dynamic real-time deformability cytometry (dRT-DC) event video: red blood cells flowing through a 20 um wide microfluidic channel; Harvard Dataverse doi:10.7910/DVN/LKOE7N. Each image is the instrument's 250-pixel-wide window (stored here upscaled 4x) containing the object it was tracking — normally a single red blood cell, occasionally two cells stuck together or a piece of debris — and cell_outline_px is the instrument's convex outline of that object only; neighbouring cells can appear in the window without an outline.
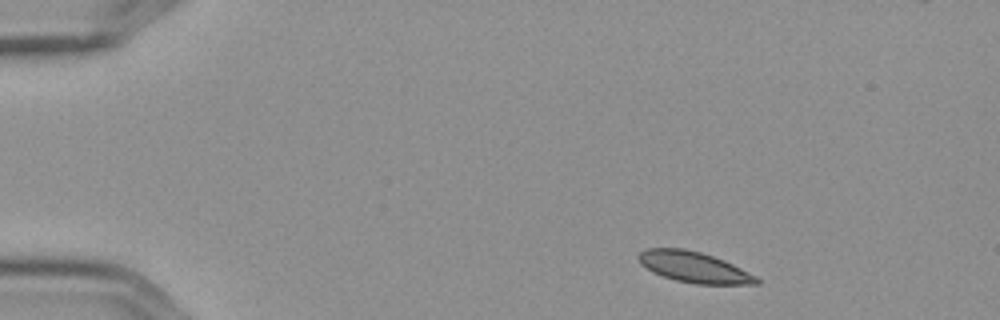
{"species": "Egyptian fruit bat (a non-hibernating species)", "species_latin": "Rousettus aegyptiacus", "temperature_condition": "cold", "stored_images_in_passage": 8, "camera_frame_rate_fps": 3000, "um_per_image_px": 0.085, "frame": {"image": 1, "passage_image": 1, "time_ms": 0.0, "image_size_px": [1000, 320], "cell_outline_px": [[760, 284], [696, 284], [676, 280], [652, 272], [640, 264], [636, 256], [640, 252], [648, 248], [684, 248], [700, 252], [724, 260], [756, 276], [760, 280]], "centroid_in_image_um": [58.96, 22.7], "position_along_channel_um": 26.0, "area_um2": 21.1}}
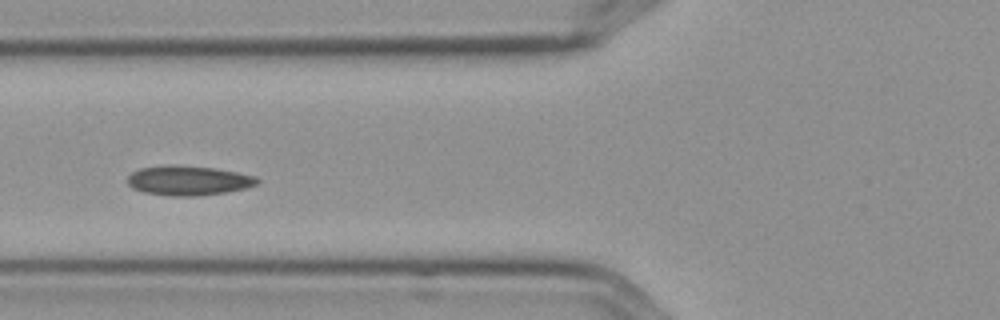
{"frame": {"image": 2, "passage_image": 5, "time_ms": 1.333, "image_size_px": [1000, 320], "cell_outline_px": [[260, 180], [256, 184], [244, 188], [228, 192], [196, 196], [172, 196], [144, 192], [132, 188], [128, 184], [128, 176], [132, 172], [140, 168], [212, 168], [236, 172], [256, 176]], "centroid_in_image_um": [16.05, 15.4], "position_along_channel_um": 109.7, "area_um2": 21.27}}
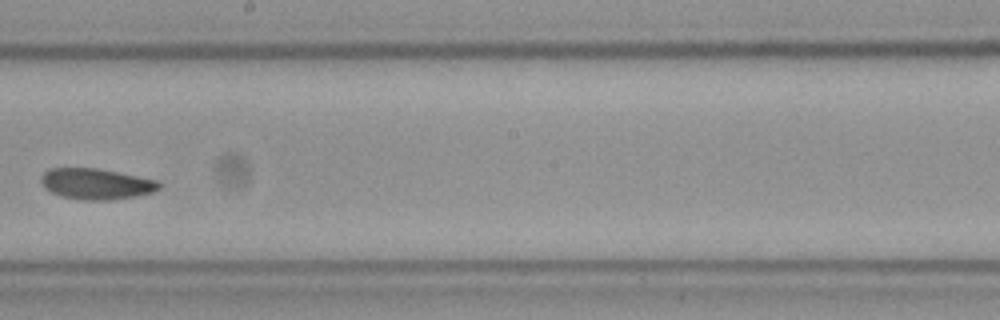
{"frame": {"image": 3, "passage_image": 8, "time_ms": 2.333, "image_size_px": [1000, 320], "cell_outline_px": [[160, 188], [152, 192], [112, 200], [80, 200], [60, 196], [44, 188], [40, 180], [40, 176], [48, 168], [96, 168], [160, 180]], "centroid_in_image_um": [8.14, 15.62], "position_along_channel_um": 240.1, "area_um2": 21.33}}